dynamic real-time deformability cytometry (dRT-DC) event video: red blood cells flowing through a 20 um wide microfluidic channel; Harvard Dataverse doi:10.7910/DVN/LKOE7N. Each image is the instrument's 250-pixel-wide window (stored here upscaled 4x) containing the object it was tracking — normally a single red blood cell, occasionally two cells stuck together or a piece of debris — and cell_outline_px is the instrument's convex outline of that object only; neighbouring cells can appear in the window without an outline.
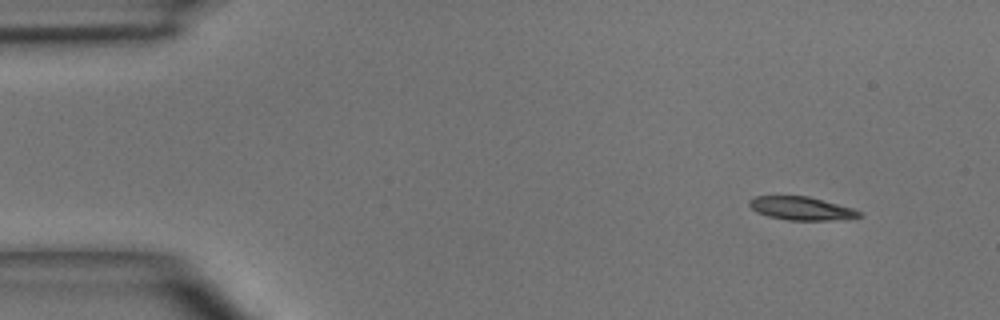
{"species": "common noctule bat (a hibernating species)", "species_latin": "Nyctalus noctula", "temperature_condition": "room temperature", "stored_images_in_passage": 4, "camera_frame_rate_fps": 3000, "um_per_image_px": 0.085, "animal": {"sex": "male", "body_mass_g": 15.6}, "frame": {"image": 1, "passage_image": 1, "time_ms": 0.0, "image_size_px": [1000, 320], "cell_outline_px": [[864, 216], [828, 220], [788, 220], [768, 216], [756, 212], [748, 204], [748, 200], [756, 196], [808, 196], [852, 208], [860, 212]], "centroid_in_image_um": [68.07, 17.71], "position_along_channel_um": 16.9, "area_um2": 14.74}}
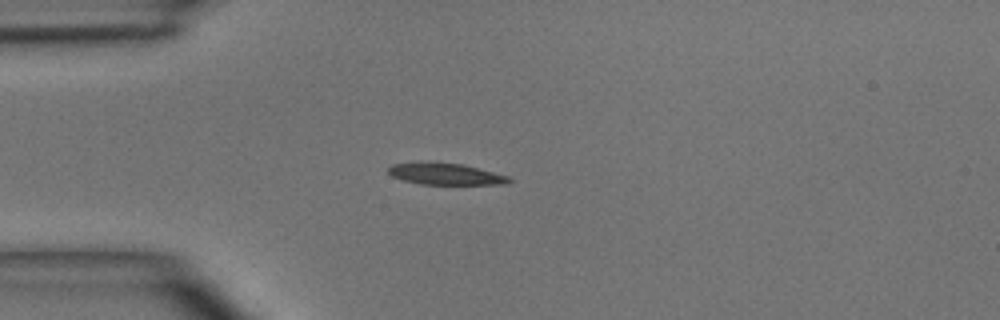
{"frame": {"image": 2, "passage_image": 3, "time_ms": 2.667, "image_size_px": [1000, 320], "cell_outline_px": [[512, 180], [508, 184], [420, 184], [404, 180], [392, 176], [388, 172], [388, 168], [392, 164], [420, 160], [428, 160], [464, 164], [508, 176]], "centroid_in_image_um": [37.81, 14.75], "position_along_channel_um": 47.2, "area_um2": 15.61}}